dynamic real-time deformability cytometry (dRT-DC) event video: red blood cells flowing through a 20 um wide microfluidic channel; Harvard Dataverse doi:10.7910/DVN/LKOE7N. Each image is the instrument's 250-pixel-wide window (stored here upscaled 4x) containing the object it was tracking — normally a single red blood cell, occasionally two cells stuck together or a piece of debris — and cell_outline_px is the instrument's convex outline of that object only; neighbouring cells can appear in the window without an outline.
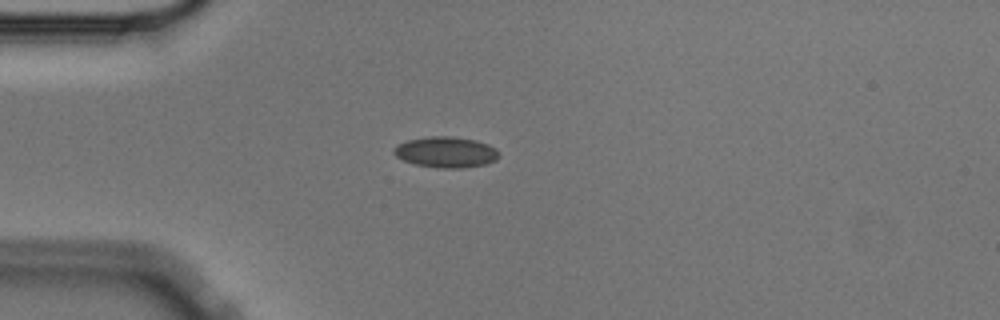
{"species": "Egyptian fruit bat (a non-hibernating species)", "species_latin": "Rousettus aegyptiacus", "temperature_condition": "cold", "stored_images_in_passage": 42, "camera_frame_rate_fps": 3000, "um_per_image_px": 0.085, "animal": {"sex": "male"}, "frame": {"image": 1, "passage_image": 1, "time_ms": 0.0, "image_size_px": [1000, 320], "cell_outline_px": [[500, 156], [496, 160], [484, 164], [464, 168], [436, 168], [416, 164], [404, 160], [396, 156], [392, 152], [392, 148], [396, 144], [408, 140], [432, 136], [452, 136], [476, 140], [488, 144], [496, 148], [500, 152]], "centroid_in_image_um": [37.91, 12.93], "position_along_channel_um": 47.1, "area_um2": 19.07}}
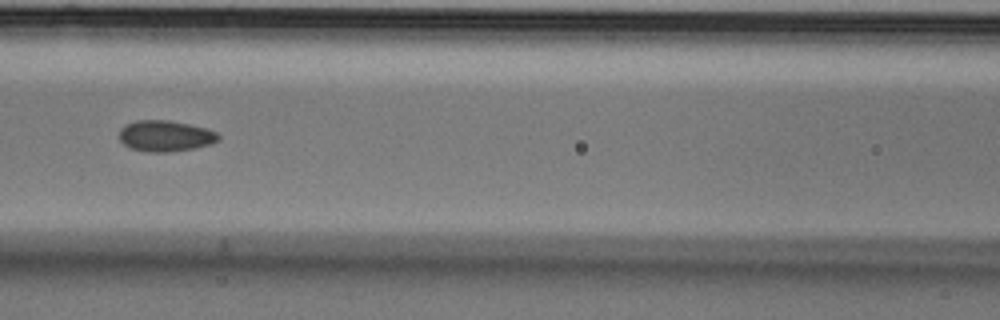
{"frame": {"image": 2, "passage_image": 11, "time_ms": 3.333, "image_size_px": [1000, 320], "cell_outline_px": [[220, 140], [212, 144], [196, 148], [168, 152], [148, 152], [128, 148], [120, 140], [120, 128], [124, 124], [136, 120], [168, 120], [188, 124], [204, 128], [216, 132], [220, 136]], "centroid_in_image_um": [14.04, 11.56], "position_along_channel_um": 152.6, "area_um2": 18.09}}
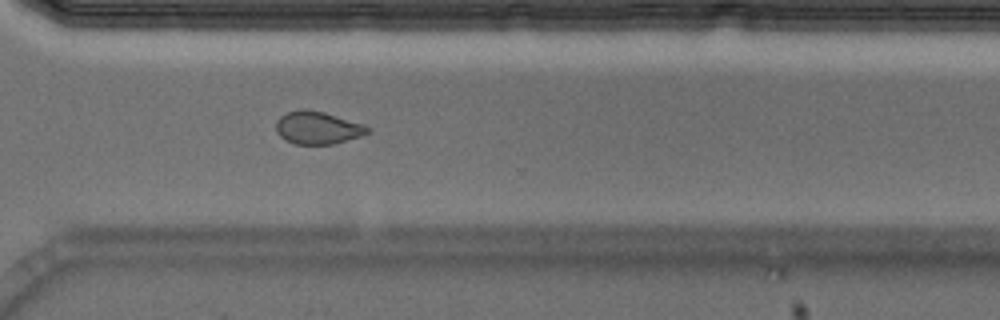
{"frame": {"image": 3, "passage_image": 27, "time_ms": 8.667, "image_size_px": [1000, 320], "cell_outline_px": [[372, 132], [360, 136], [332, 144], [296, 144], [284, 140], [276, 132], [276, 120], [280, 116], [288, 112], [300, 108], [308, 108], [324, 112], [364, 124], [372, 128]], "centroid_in_image_um": [27.0, 10.84], "position_along_channel_um": 343.6, "area_um2": 17.69}, "authors_computed_cell_mechanics": {"area_um2": 17.9758, "velocity_mm_per_s": 3.5881, "shape_relaxation_time_tau1_ms": 4.9651, "shape_relaxation_time_tau2_ms": 2.1918, "deformation_change_tau1": 0.0758, "deformation_change_tau2": 0.0595}}